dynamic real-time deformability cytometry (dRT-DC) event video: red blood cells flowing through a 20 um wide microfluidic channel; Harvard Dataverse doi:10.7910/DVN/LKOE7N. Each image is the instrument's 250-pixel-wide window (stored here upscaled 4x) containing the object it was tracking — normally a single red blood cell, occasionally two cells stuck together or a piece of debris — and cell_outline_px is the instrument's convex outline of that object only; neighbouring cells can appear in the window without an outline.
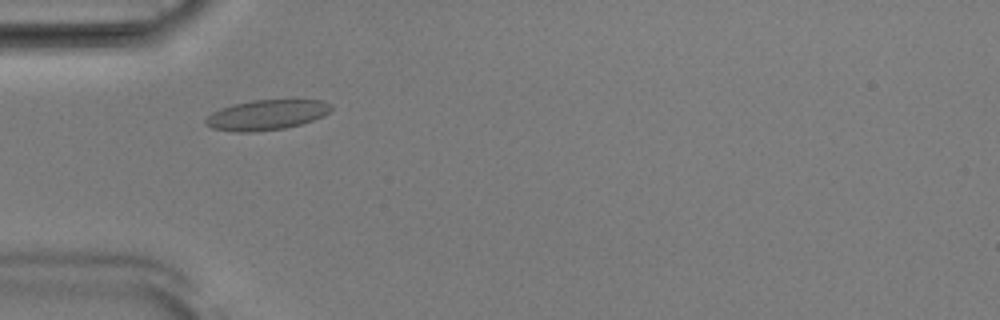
{"species": "Egyptian fruit bat (a non-hibernating species)", "species_latin": "Rousettus aegyptiacus", "temperature_condition": "room temperature", "stored_images_in_passage": 42, "camera_frame_rate_fps": 3000, "um_per_image_px": 0.085, "animal": {"sex": "male"}, "frame": {"image": 1, "passage_image": 6, "time_ms": 1.667, "image_size_px": [1000, 320], "cell_outline_px": [[332, 108], [324, 116], [300, 124], [284, 128], [252, 132], [236, 132], [212, 128], [204, 124], [204, 120], [212, 112], [220, 108], [232, 104], [252, 100], [324, 100], [332, 104]], "centroid_in_image_um": [22.64, 9.76], "position_along_channel_um": 62.4, "area_um2": 22.08}}
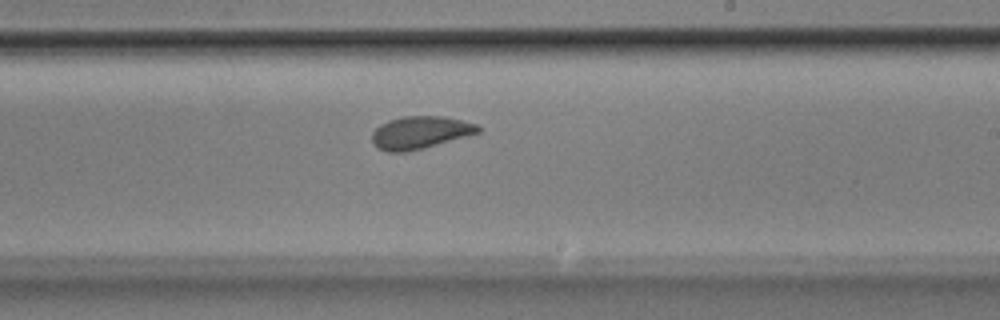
{"frame": {"image": 2, "passage_image": 21, "time_ms": 6.667, "image_size_px": [1000, 320], "cell_outline_px": [[480, 132], [424, 148], [404, 152], [388, 152], [376, 148], [372, 144], [372, 132], [380, 124], [388, 120], [404, 116], [444, 116], [476, 124], [480, 128]], "centroid_in_image_um": [35.66, 11.27], "position_along_channel_um": 253.3, "area_um2": 20.11}}
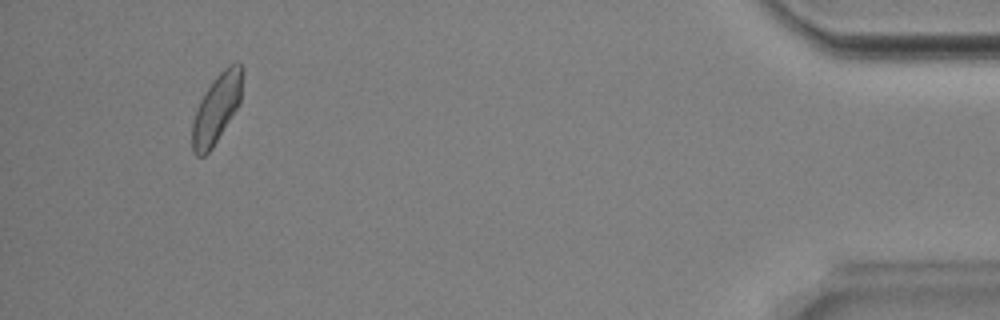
{"frame": {"image": 3, "passage_image": 39, "time_ms": 12.667, "image_size_px": [1000, 320], "cell_outline_px": [[244, 72], [240, 100], [236, 108], [212, 148], [204, 156], [196, 156], [192, 152], [192, 124], [196, 108], [200, 100], [212, 80], [228, 64], [236, 60], [244, 68]], "centroid_in_image_um": [18.41, 9.17], "position_along_channel_um": 416.8, "area_um2": 20.17}, "authors_computed_cell_mechanics": {"area_um2": 20.1433, "velocity_mm_per_s": 3.8602, "shape_relaxation_time_tau1_ms": 3.5303, "shape_relaxation_time_tau2_ms": 1.5734, "deformation_change_tau1": 0.0897, "deformation_change_tau2": 0.0445}}